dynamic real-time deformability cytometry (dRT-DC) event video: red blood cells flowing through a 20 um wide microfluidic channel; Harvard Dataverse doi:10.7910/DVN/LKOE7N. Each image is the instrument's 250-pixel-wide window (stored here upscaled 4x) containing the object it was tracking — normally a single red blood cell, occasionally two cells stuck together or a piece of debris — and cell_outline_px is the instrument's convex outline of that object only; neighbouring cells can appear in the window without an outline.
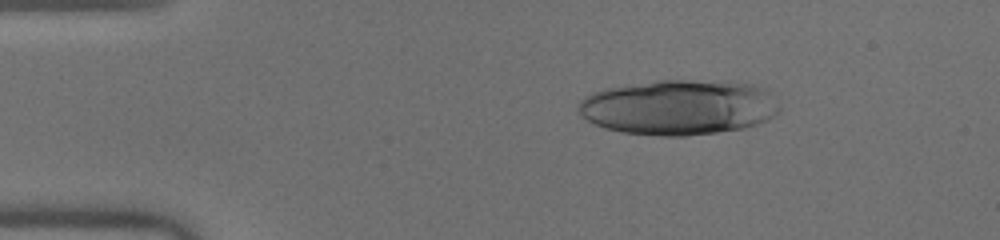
{"species": "human", "species_latin": "Homo sapiens", "temperature_condition": "warm", "stored_images_in_passage": 25, "camera_frame_rate_fps": 3000, "um_per_image_px": 0.085, "donor": {"sex": "male"}, "frame": {"image": 1, "passage_image": 8, "time_ms": 2.333, "image_size_px": [1000, 240], "cell_outline_px": [[780, 112], [768, 120], [744, 128], [688, 136], [660, 136], [620, 132], [604, 128], [580, 116], [576, 108], [580, 100], [584, 96], [592, 92], [604, 88], [656, 80], [728, 80], [756, 84], [764, 88], [780, 108]], "centroid_in_image_um": [57.68, 9.1], "position_along_channel_um": 27.3, "area_um2": 65.49}}